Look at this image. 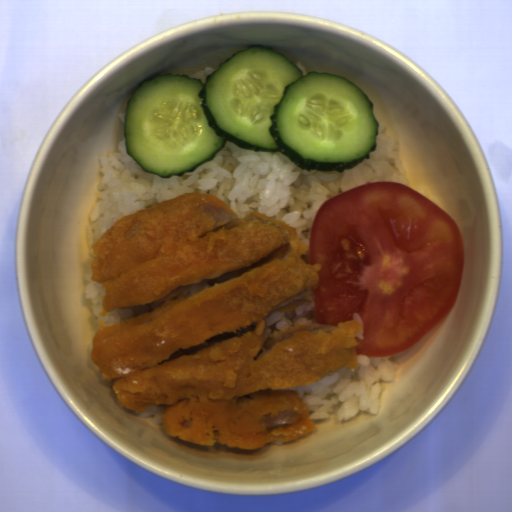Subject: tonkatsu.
Segmentation results:
<instances>
[{
  "label": "tonkatsu",
  "instance_id": "1",
  "mask_svg": "<svg viewBox=\"0 0 512 512\" xmlns=\"http://www.w3.org/2000/svg\"><path fill=\"white\" fill-rule=\"evenodd\" d=\"M297 226L189 191L132 212L91 244L102 310L90 358L115 399L163 406L172 438L257 450L316 431L297 390L357 371L358 320L265 333L312 301L322 267Z\"/></svg>",
  "mask_w": 512,
  "mask_h": 512
}]
</instances>
